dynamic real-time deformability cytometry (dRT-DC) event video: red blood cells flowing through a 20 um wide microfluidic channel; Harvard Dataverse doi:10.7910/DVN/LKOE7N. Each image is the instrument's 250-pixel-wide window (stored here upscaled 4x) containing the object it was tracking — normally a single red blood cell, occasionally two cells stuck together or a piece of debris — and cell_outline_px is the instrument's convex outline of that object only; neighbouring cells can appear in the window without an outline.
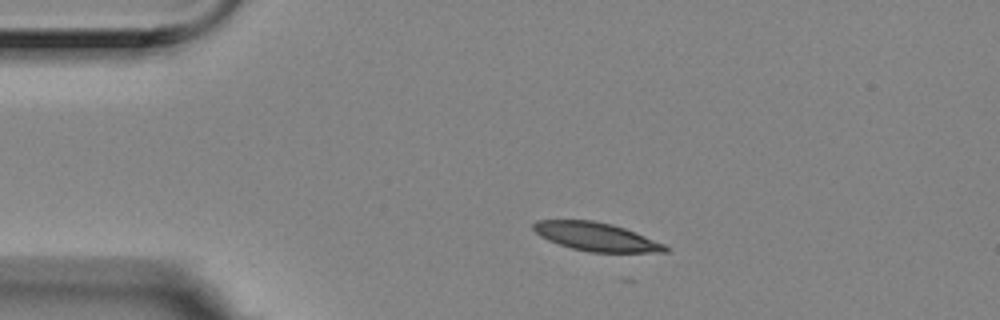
{"species": "Egyptian fruit bat (a non-hibernating species)", "species_latin": "Rousettus aegyptiacus", "temperature_condition": "room temperature", "stored_images_in_passage": 7, "camera_frame_rate_fps": 3000, "um_per_image_px": 0.085, "animal": {"sex": "female"}, "frame": {"image": 1, "passage_image": 2, "time_ms": 0.333, "image_size_px": [1000, 320], "cell_outline_px": [[668, 252], [588, 252], [572, 248], [548, 240], [540, 236], [532, 228], [532, 224], [536, 220], [592, 220], [612, 224], [624, 228], [664, 244], [668, 248]], "centroid_in_image_um": [50.64, 20.12], "position_along_channel_um": 34.4, "area_um2": 21.62}}
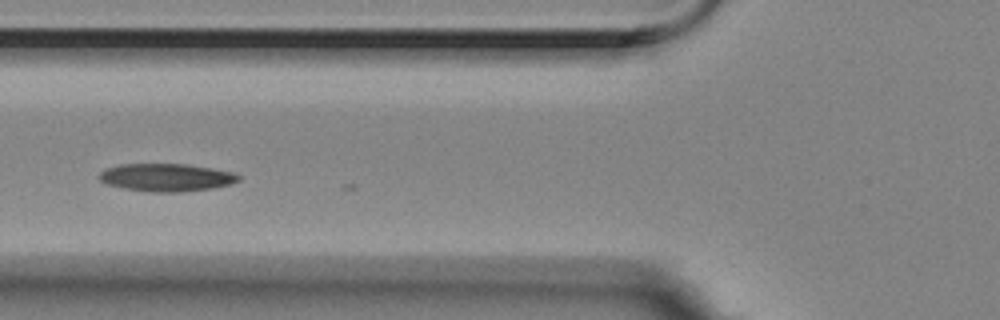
{"frame": {"image": 2, "passage_image": 5, "time_ms": 1.333, "image_size_px": [1000, 320], "cell_outline_px": [[240, 180], [232, 184], [212, 188], [180, 192], [148, 192], [124, 188], [104, 184], [96, 176], [100, 172], [108, 168], [120, 164], [188, 164], [236, 172], [240, 176]], "centroid_in_image_um": [14.15, 15.08], "position_along_channel_um": 111.7, "area_um2": 22.83}}
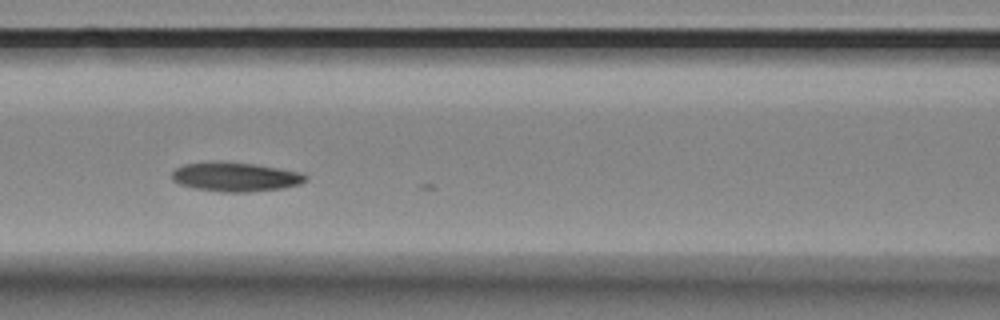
{"frame": {"image": 3, "passage_image": 6, "time_ms": 1.667, "image_size_px": [1000, 320], "cell_outline_px": [[308, 180], [300, 184], [284, 188], [248, 192], [220, 192], [192, 188], [180, 184], [172, 180], [172, 172], [176, 168], [184, 164], [256, 164], [300, 172], [308, 176]], "centroid_in_image_um": [20.07, 15.08], "position_along_channel_um": 146.5, "area_um2": 22.08}}